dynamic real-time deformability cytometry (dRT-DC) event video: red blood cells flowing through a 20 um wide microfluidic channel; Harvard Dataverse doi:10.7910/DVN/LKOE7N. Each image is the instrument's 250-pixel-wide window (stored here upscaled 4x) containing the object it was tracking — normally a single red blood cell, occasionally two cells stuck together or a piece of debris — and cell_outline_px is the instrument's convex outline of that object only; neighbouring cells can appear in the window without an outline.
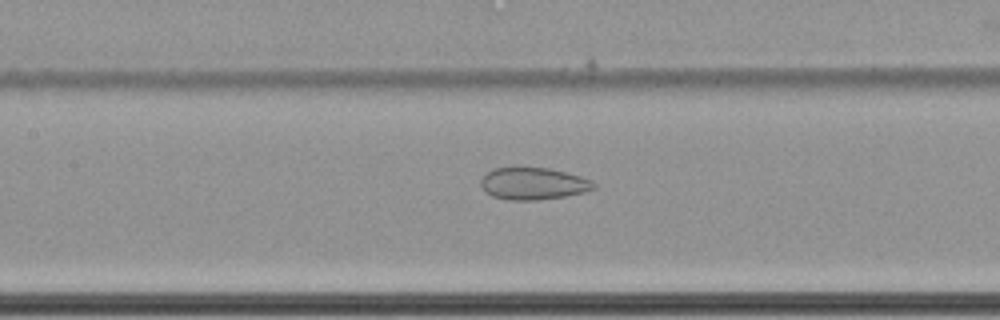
{"species": "common noctule bat (a hibernating species)", "species_latin": "Nyctalus noctula", "temperature_condition": "cold", "stored_images_in_passage": 52, "camera_frame_rate_fps": 3000, "um_per_image_px": 0.085, "animal": {"sex": "female", "body_mass_g": 22.7, "forearm_length_mm": 54.2}, "frame": {"image": 1, "passage_image": 25, "time_ms": 8.0, "image_size_px": [1000, 320], "cell_outline_px": [[596, 188], [584, 192], [564, 196], [536, 200], [508, 200], [492, 196], [484, 192], [480, 184], [480, 180], [488, 172], [496, 168], [548, 168], [580, 176], [592, 180], [596, 184]], "centroid_in_image_um": [45.32, 15.62], "position_along_channel_um": 162.1, "area_um2": 20.98}}
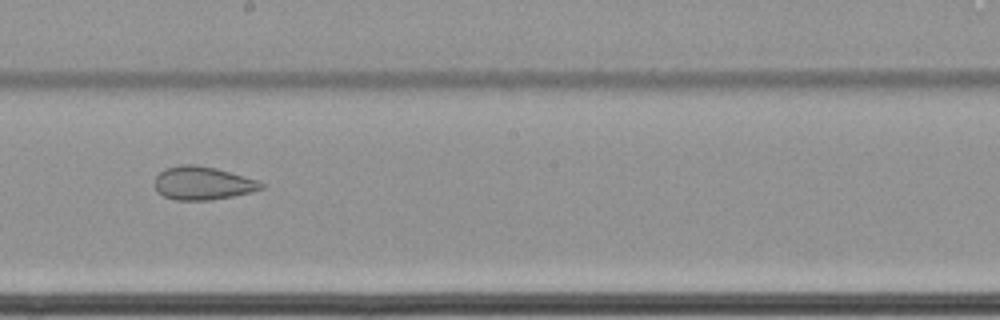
{"frame": {"image": 2, "passage_image": 31, "time_ms": 10.0, "image_size_px": [1000, 320], "cell_outline_px": [[264, 188], [252, 192], [212, 200], [176, 200], [164, 196], [156, 192], [152, 184], [156, 176], [164, 168], [180, 164], [196, 164], [216, 168], [244, 176], [256, 180], [264, 184]], "centroid_in_image_um": [17.17, 15.56], "position_along_channel_um": 231.0, "area_um2": 20.92}}
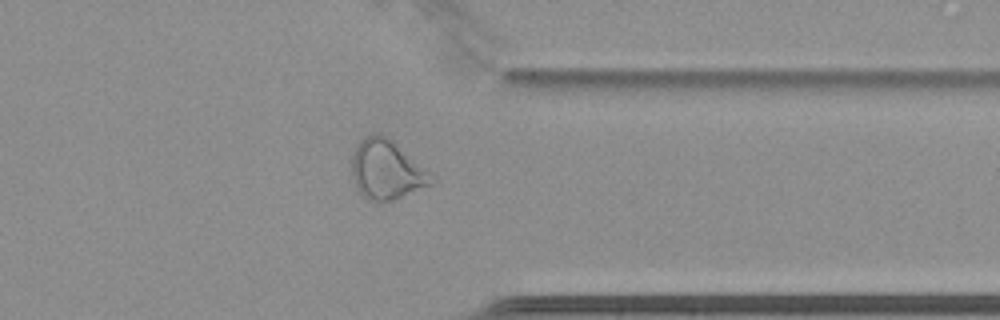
{"frame": {"image": 3, "passage_image": 44, "time_ms": 14.333, "image_size_px": [1000, 320], "cell_outline_px": [[436, 180], [432, 184], [392, 200], [368, 200], [360, 192], [352, 176], [352, 152], [356, 144], [360, 140], [372, 132], [380, 132], [388, 136]], "centroid_in_image_um": [32.81, 14.38], "position_along_channel_um": 378.6, "area_um2": 27.05}}